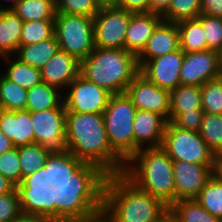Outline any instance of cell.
Listing matches in <instances>:
<instances>
[{"label":"cell","mask_w":222,"mask_h":222,"mask_svg":"<svg viewBox=\"0 0 222 222\" xmlns=\"http://www.w3.org/2000/svg\"><path fill=\"white\" fill-rule=\"evenodd\" d=\"M68 175L84 191L98 178L122 174L126 162L111 148L103 115L66 112Z\"/></svg>","instance_id":"1"},{"label":"cell","mask_w":222,"mask_h":222,"mask_svg":"<svg viewBox=\"0 0 222 222\" xmlns=\"http://www.w3.org/2000/svg\"><path fill=\"white\" fill-rule=\"evenodd\" d=\"M83 201L105 222H157L169 211L123 173L93 181L83 191Z\"/></svg>","instance_id":"2"},{"label":"cell","mask_w":222,"mask_h":222,"mask_svg":"<svg viewBox=\"0 0 222 222\" xmlns=\"http://www.w3.org/2000/svg\"><path fill=\"white\" fill-rule=\"evenodd\" d=\"M22 189L35 198H83V190L63 164L37 143L19 147Z\"/></svg>","instance_id":"3"},{"label":"cell","mask_w":222,"mask_h":222,"mask_svg":"<svg viewBox=\"0 0 222 222\" xmlns=\"http://www.w3.org/2000/svg\"><path fill=\"white\" fill-rule=\"evenodd\" d=\"M123 174L168 208L175 203L173 160L161 147L140 149L126 162Z\"/></svg>","instance_id":"4"},{"label":"cell","mask_w":222,"mask_h":222,"mask_svg":"<svg viewBox=\"0 0 222 222\" xmlns=\"http://www.w3.org/2000/svg\"><path fill=\"white\" fill-rule=\"evenodd\" d=\"M137 56L125 49H95L80 61V75L113 94L125 93L139 73Z\"/></svg>","instance_id":"5"},{"label":"cell","mask_w":222,"mask_h":222,"mask_svg":"<svg viewBox=\"0 0 222 222\" xmlns=\"http://www.w3.org/2000/svg\"><path fill=\"white\" fill-rule=\"evenodd\" d=\"M136 111L131 98L125 92L111 95L102 113L108 142L125 162L135 154L133 122Z\"/></svg>","instance_id":"6"},{"label":"cell","mask_w":222,"mask_h":222,"mask_svg":"<svg viewBox=\"0 0 222 222\" xmlns=\"http://www.w3.org/2000/svg\"><path fill=\"white\" fill-rule=\"evenodd\" d=\"M35 143L41 145L62 164L68 174L66 108L64 103L48 110L31 112Z\"/></svg>","instance_id":"7"},{"label":"cell","mask_w":222,"mask_h":222,"mask_svg":"<svg viewBox=\"0 0 222 222\" xmlns=\"http://www.w3.org/2000/svg\"><path fill=\"white\" fill-rule=\"evenodd\" d=\"M161 148L173 161L216 166L218 158L199 132L181 129L168 121Z\"/></svg>","instance_id":"8"},{"label":"cell","mask_w":222,"mask_h":222,"mask_svg":"<svg viewBox=\"0 0 222 222\" xmlns=\"http://www.w3.org/2000/svg\"><path fill=\"white\" fill-rule=\"evenodd\" d=\"M54 35L60 50L75 56L79 61L95 49L93 17L56 13Z\"/></svg>","instance_id":"9"},{"label":"cell","mask_w":222,"mask_h":222,"mask_svg":"<svg viewBox=\"0 0 222 222\" xmlns=\"http://www.w3.org/2000/svg\"><path fill=\"white\" fill-rule=\"evenodd\" d=\"M131 15L116 5L101 6L93 17L95 47L124 49Z\"/></svg>","instance_id":"10"},{"label":"cell","mask_w":222,"mask_h":222,"mask_svg":"<svg viewBox=\"0 0 222 222\" xmlns=\"http://www.w3.org/2000/svg\"><path fill=\"white\" fill-rule=\"evenodd\" d=\"M63 94L66 112L102 114L111 93L78 75Z\"/></svg>","instance_id":"11"},{"label":"cell","mask_w":222,"mask_h":222,"mask_svg":"<svg viewBox=\"0 0 222 222\" xmlns=\"http://www.w3.org/2000/svg\"><path fill=\"white\" fill-rule=\"evenodd\" d=\"M221 76L220 54L214 50L184 52L180 69L181 85L201 87L208 80Z\"/></svg>","instance_id":"12"},{"label":"cell","mask_w":222,"mask_h":222,"mask_svg":"<svg viewBox=\"0 0 222 222\" xmlns=\"http://www.w3.org/2000/svg\"><path fill=\"white\" fill-rule=\"evenodd\" d=\"M126 94L136 109L157 113L169 121V90L160 88L139 72L128 85Z\"/></svg>","instance_id":"13"},{"label":"cell","mask_w":222,"mask_h":222,"mask_svg":"<svg viewBox=\"0 0 222 222\" xmlns=\"http://www.w3.org/2000/svg\"><path fill=\"white\" fill-rule=\"evenodd\" d=\"M214 173L215 166L173 161L175 202L195 199Z\"/></svg>","instance_id":"14"},{"label":"cell","mask_w":222,"mask_h":222,"mask_svg":"<svg viewBox=\"0 0 222 222\" xmlns=\"http://www.w3.org/2000/svg\"><path fill=\"white\" fill-rule=\"evenodd\" d=\"M83 198H36L12 222H67Z\"/></svg>","instance_id":"15"},{"label":"cell","mask_w":222,"mask_h":222,"mask_svg":"<svg viewBox=\"0 0 222 222\" xmlns=\"http://www.w3.org/2000/svg\"><path fill=\"white\" fill-rule=\"evenodd\" d=\"M183 58L184 51L179 48L145 62L139 72L160 88L172 91L181 85L180 69Z\"/></svg>","instance_id":"16"},{"label":"cell","mask_w":222,"mask_h":222,"mask_svg":"<svg viewBox=\"0 0 222 222\" xmlns=\"http://www.w3.org/2000/svg\"><path fill=\"white\" fill-rule=\"evenodd\" d=\"M167 122L157 113L137 109L133 122L135 153L143 148L161 147Z\"/></svg>","instance_id":"17"},{"label":"cell","mask_w":222,"mask_h":222,"mask_svg":"<svg viewBox=\"0 0 222 222\" xmlns=\"http://www.w3.org/2000/svg\"><path fill=\"white\" fill-rule=\"evenodd\" d=\"M40 70L42 82L65 91L80 74V61L59 50Z\"/></svg>","instance_id":"18"},{"label":"cell","mask_w":222,"mask_h":222,"mask_svg":"<svg viewBox=\"0 0 222 222\" xmlns=\"http://www.w3.org/2000/svg\"><path fill=\"white\" fill-rule=\"evenodd\" d=\"M180 48L177 23L161 21L148 39L146 47L137 56L139 68L149 60L171 53Z\"/></svg>","instance_id":"19"},{"label":"cell","mask_w":222,"mask_h":222,"mask_svg":"<svg viewBox=\"0 0 222 222\" xmlns=\"http://www.w3.org/2000/svg\"><path fill=\"white\" fill-rule=\"evenodd\" d=\"M162 20V16L151 12L132 13L126 30L124 49L138 56Z\"/></svg>","instance_id":"20"},{"label":"cell","mask_w":222,"mask_h":222,"mask_svg":"<svg viewBox=\"0 0 222 222\" xmlns=\"http://www.w3.org/2000/svg\"><path fill=\"white\" fill-rule=\"evenodd\" d=\"M0 131L12 140L15 147L35 143L30 111L0 109Z\"/></svg>","instance_id":"21"},{"label":"cell","mask_w":222,"mask_h":222,"mask_svg":"<svg viewBox=\"0 0 222 222\" xmlns=\"http://www.w3.org/2000/svg\"><path fill=\"white\" fill-rule=\"evenodd\" d=\"M22 28L23 21L13 10H0V57L17 53Z\"/></svg>","instance_id":"22"},{"label":"cell","mask_w":222,"mask_h":222,"mask_svg":"<svg viewBox=\"0 0 222 222\" xmlns=\"http://www.w3.org/2000/svg\"><path fill=\"white\" fill-rule=\"evenodd\" d=\"M59 50L60 46L53 35L35 44L20 45L14 56L26 64L41 69Z\"/></svg>","instance_id":"23"},{"label":"cell","mask_w":222,"mask_h":222,"mask_svg":"<svg viewBox=\"0 0 222 222\" xmlns=\"http://www.w3.org/2000/svg\"><path fill=\"white\" fill-rule=\"evenodd\" d=\"M14 55L2 56V60H5L7 70L1 72V74L11 82H14L25 89H30L35 85L42 82L41 70L35 68L29 64L22 62Z\"/></svg>","instance_id":"24"},{"label":"cell","mask_w":222,"mask_h":222,"mask_svg":"<svg viewBox=\"0 0 222 222\" xmlns=\"http://www.w3.org/2000/svg\"><path fill=\"white\" fill-rule=\"evenodd\" d=\"M60 89L41 82L27 90V107L30 112L58 108L64 103Z\"/></svg>","instance_id":"25"},{"label":"cell","mask_w":222,"mask_h":222,"mask_svg":"<svg viewBox=\"0 0 222 222\" xmlns=\"http://www.w3.org/2000/svg\"><path fill=\"white\" fill-rule=\"evenodd\" d=\"M170 114L190 113L202 109V95L199 86L179 85L170 91Z\"/></svg>","instance_id":"26"},{"label":"cell","mask_w":222,"mask_h":222,"mask_svg":"<svg viewBox=\"0 0 222 222\" xmlns=\"http://www.w3.org/2000/svg\"><path fill=\"white\" fill-rule=\"evenodd\" d=\"M35 199L28 190L18 187L0 195V222H12Z\"/></svg>","instance_id":"27"},{"label":"cell","mask_w":222,"mask_h":222,"mask_svg":"<svg viewBox=\"0 0 222 222\" xmlns=\"http://www.w3.org/2000/svg\"><path fill=\"white\" fill-rule=\"evenodd\" d=\"M179 31L180 48L184 52L207 50V40L202 24L197 19L182 20L177 22Z\"/></svg>","instance_id":"28"},{"label":"cell","mask_w":222,"mask_h":222,"mask_svg":"<svg viewBox=\"0 0 222 222\" xmlns=\"http://www.w3.org/2000/svg\"><path fill=\"white\" fill-rule=\"evenodd\" d=\"M169 212L179 222H222L205 210L196 199H182L176 201Z\"/></svg>","instance_id":"29"},{"label":"cell","mask_w":222,"mask_h":222,"mask_svg":"<svg viewBox=\"0 0 222 222\" xmlns=\"http://www.w3.org/2000/svg\"><path fill=\"white\" fill-rule=\"evenodd\" d=\"M13 11L23 22L54 20L56 6L48 0H19Z\"/></svg>","instance_id":"30"},{"label":"cell","mask_w":222,"mask_h":222,"mask_svg":"<svg viewBox=\"0 0 222 222\" xmlns=\"http://www.w3.org/2000/svg\"><path fill=\"white\" fill-rule=\"evenodd\" d=\"M27 89L0 75V109L6 111L26 110Z\"/></svg>","instance_id":"31"},{"label":"cell","mask_w":222,"mask_h":222,"mask_svg":"<svg viewBox=\"0 0 222 222\" xmlns=\"http://www.w3.org/2000/svg\"><path fill=\"white\" fill-rule=\"evenodd\" d=\"M195 199L205 210L222 221V180L215 173Z\"/></svg>","instance_id":"32"},{"label":"cell","mask_w":222,"mask_h":222,"mask_svg":"<svg viewBox=\"0 0 222 222\" xmlns=\"http://www.w3.org/2000/svg\"><path fill=\"white\" fill-rule=\"evenodd\" d=\"M199 134L216 157H222V115L205 112Z\"/></svg>","instance_id":"33"},{"label":"cell","mask_w":222,"mask_h":222,"mask_svg":"<svg viewBox=\"0 0 222 222\" xmlns=\"http://www.w3.org/2000/svg\"><path fill=\"white\" fill-rule=\"evenodd\" d=\"M54 35V20L37 19L23 22L20 45H30Z\"/></svg>","instance_id":"34"},{"label":"cell","mask_w":222,"mask_h":222,"mask_svg":"<svg viewBox=\"0 0 222 222\" xmlns=\"http://www.w3.org/2000/svg\"><path fill=\"white\" fill-rule=\"evenodd\" d=\"M201 0H170L163 21L177 23L182 20L196 19L201 14Z\"/></svg>","instance_id":"35"},{"label":"cell","mask_w":222,"mask_h":222,"mask_svg":"<svg viewBox=\"0 0 222 222\" xmlns=\"http://www.w3.org/2000/svg\"><path fill=\"white\" fill-rule=\"evenodd\" d=\"M200 88L203 111L222 115V76L208 80Z\"/></svg>","instance_id":"36"},{"label":"cell","mask_w":222,"mask_h":222,"mask_svg":"<svg viewBox=\"0 0 222 222\" xmlns=\"http://www.w3.org/2000/svg\"><path fill=\"white\" fill-rule=\"evenodd\" d=\"M0 173L16 187L22 189L19 147H14L0 155Z\"/></svg>","instance_id":"37"},{"label":"cell","mask_w":222,"mask_h":222,"mask_svg":"<svg viewBox=\"0 0 222 222\" xmlns=\"http://www.w3.org/2000/svg\"><path fill=\"white\" fill-rule=\"evenodd\" d=\"M196 19L202 24L207 40V50L220 52L222 50V17L200 14Z\"/></svg>","instance_id":"38"},{"label":"cell","mask_w":222,"mask_h":222,"mask_svg":"<svg viewBox=\"0 0 222 222\" xmlns=\"http://www.w3.org/2000/svg\"><path fill=\"white\" fill-rule=\"evenodd\" d=\"M100 7L96 0H58L56 13L94 17Z\"/></svg>","instance_id":"39"},{"label":"cell","mask_w":222,"mask_h":222,"mask_svg":"<svg viewBox=\"0 0 222 222\" xmlns=\"http://www.w3.org/2000/svg\"><path fill=\"white\" fill-rule=\"evenodd\" d=\"M204 113L203 110H194L190 113H174L169 121L181 129L199 132Z\"/></svg>","instance_id":"40"},{"label":"cell","mask_w":222,"mask_h":222,"mask_svg":"<svg viewBox=\"0 0 222 222\" xmlns=\"http://www.w3.org/2000/svg\"><path fill=\"white\" fill-rule=\"evenodd\" d=\"M67 222H105L83 200L68 216Z\"/></svg>","instance_id":"41"},{"label":"cell","mask_w":222,"mask_h":222,"mask_svg":"<svg viewBox=\"0 0 222 222\" xmlns=\"http://www.w3.org/2000/svg\"><path fill=\"white\" fill-rule=\"evenodd\" d=\"M150 0H118L117 7L132 13L149 12Z\"/></svg>","instance_id":"42"},{"label":"cell","mask_w":222,"mask_h":222,"mask_svg":"<svg viewBox=\"0 0 222 222\" xmlns=\"http://www.w3.org/2000/svg\"><path fill=\"white\" fill-rule=\"evenodd\" d=\"M201 14L211 17H222V0H201Z\"/></svg>","instance_id":"43"},{"label":"cell","mask_w":222,"mask_h":222,"mask_svg":"<svg viewBox=\"0 0 222 222\" xmlns=\"http://www.w3.org/2000/svg\"><path fill=\"white\" fill-rule=\"evenodd\" d=\"M170 0H150L149 12L162 16L168 9Z\"/></svg>","instance_id":"44"},{"label":"cell","mask_w":222,"mask_h":222,"mask_svg":"<svg viewBox=\"0 0 222 222\" xmlns=\"http://www.w3.org/2000/svg\"><path fill=\"white\" fill-rule=\"evenodd\" d=\"M15 146L12 143V140L7 138V136L0 131V155L4 152H7L13 149Z\"/></svg>","instance_id":"45"},{"label":"cell","mask_w":222,"mask_h":222,"mask_svg":"<svg viewBox=\"0 0 222 222\" xmlns=\"http://www.w3.org/2000/svg\"><path fill=\"white\" fill-rule=\"evenodd\" d=\"M16 186L0 173V195L12 192Z\"/></svg>","instance_id":"46"},{"label":"cell","mask_w":222,"mask_h":222,"mask_svg":"<svg viewBox=\"0 0 222 222\" xmlns=\"http://www.w3.org/2000/svg\"><path fill=\"white\" fill-rule=\"evenodd\" d=\"M215 174L222 180V157L218 158L216 162Z\"/></svg>","instance_id":"47"},{"label":"cell","mask_w":222,"mask_h":222,"mask_svg":"<svg viewBox=\"0 0 222 222\" xmlns=\"http://www.w3.org/2000/svg\"><path fill=\"white\" fill-rule=\"evenodd\" d=\"M18 1L19 0H7V2H10V4H8L9 6L0 5V10H13L16 7Z\"/></svg>","instance_id":"48"},{"label":"cell","mask_w":222,"mask_h":222,"mask_svg":"<svg viewBox=\"0 0 222 222\" xmlns=\"http://www.w3.org/2000/svg\"><path fill=\"white\" fill-rule=\"evenodd\" d=\"M100 6H113L117 5L118 0H96Z\"/></svg>","instance_id":"49"},{"label":"cell","mask_w":222,"mask_h":222,"mask_svg":"<svg viewBox=\"0 0 222 222\" xmlns=\"http://www.w3.org/2000/svg\"><path fill=\"white\" fill-rule=\"evenodd\" d=\"M157 222H169V211L162 218H160Z\"/></svg>","instance_id":"50"},{"label":"cell","mask_w":222,"mask_h":222,"mask_svg":"<svg viewBox=\"0 0 222 222\" xmlns=\"http://www.w3.org/2000/svg\"><path fill=\"white\" fill-rule=\"evenodd\" d=\"M169 222H179V221H177V220L173 217V215L169 212Z\"/></svg>","instance_id":"51"},{"label":"cell","mask_w":222,"mask_h":222,"mask_svg":"<svg viewBox=\"0 0 222 222\" xmlns=\"http://www.w3.org/2000/svg\"><path fill=\"white\" fill-rule=\"evenodd\" d=\"M220 54V70H221V76H222V50L219 52Z\"/></svg>","instance_id":"52"},{"label":"cell","mask_w":222,"mask_h":222,"mask_svg":"<svg viewBox=\"0 0 222 222\" xmlns=\"http://www.w3.org/2000/svg\"><path fill=\"white\" fill-rule=\"evenodd\" d=\"M48 1L52 2L55 6H56L57 3H58V0H48Z\"/></svg>","instance_id":"53"}]
</instances>
